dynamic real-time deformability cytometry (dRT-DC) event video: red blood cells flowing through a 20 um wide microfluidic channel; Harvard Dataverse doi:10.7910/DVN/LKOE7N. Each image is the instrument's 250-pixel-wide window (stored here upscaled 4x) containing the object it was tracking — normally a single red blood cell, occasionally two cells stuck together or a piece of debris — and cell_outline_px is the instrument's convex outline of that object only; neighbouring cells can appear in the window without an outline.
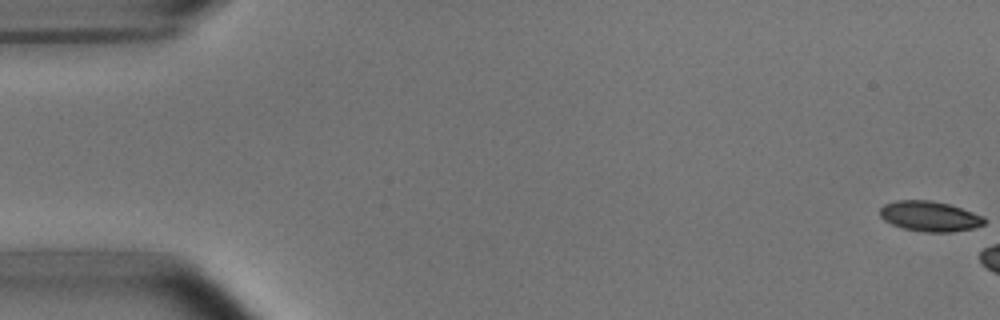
{"species": "common noctule bat (a hibernating species)", "species_latin": "Nyctalus noctula", "temperature_condition": "room temperature", "stored_images_in_passage": 5, "camera_frame_rate_fps": 3000, "um_per_image_px": 0.085, "animal": {"sex": "male", "body_mass_g": 15.6}, "frame": {"image": 1, "passage_image": 1, "time_ms": 0.0, "image_size_px": [1000, 320], "cell_outline_px": [[984, 224], [972, 228], [952, 232], [924, 232], [904, 228], [892, 224], [884, 220], [880, 216], [880, 208], [884, 204], [896, 200], [932, 200], [948, 204], [984, 216]], "centroid_in_image_um": [79.0, 18.38], "position_along_channel_um": 6.0, "area_um2": 18.26}}